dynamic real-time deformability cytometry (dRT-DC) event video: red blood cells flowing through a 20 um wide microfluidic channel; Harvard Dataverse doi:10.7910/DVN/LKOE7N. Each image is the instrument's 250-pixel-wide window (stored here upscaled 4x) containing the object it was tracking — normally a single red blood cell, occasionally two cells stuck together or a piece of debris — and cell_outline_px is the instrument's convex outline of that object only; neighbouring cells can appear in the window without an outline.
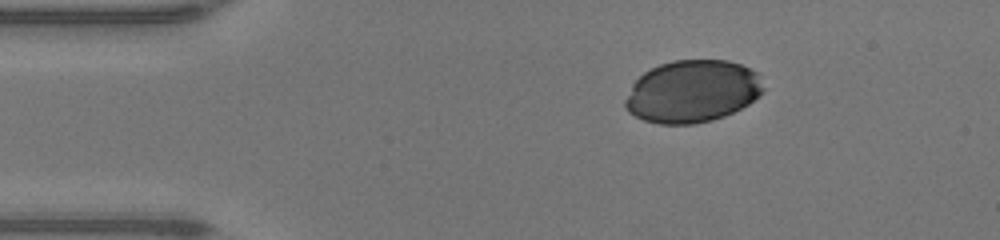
{"species": "human", "species_latin": "Homo sapiens", "temperature_condition": "warm", "stored_images_in_passage": 41, "camera_frame_rate_fps": 3000, "um_per_image_px": 0.085, "donor": {"sex": "male"}, "frame": {"image": 1, "passage_image": 1, "time_ms": 0.0, "image_size_px": [1000, 240], "cell_outline_px": [[764, 88], [760, 96], [748, 104], [724, 116], [712, 120], [692, 124], [660, 124], [644, 120], [628, 112], [624, 108], [624, 100], [632, 84], [644, 72], [660, 64], [672, 60], [728, 60], [740, 64], [756, 72]], "centroid_in_image_um": [58.83, 7.77], "position_along_channel_um": 26.2, "area_um2": 50.17}}
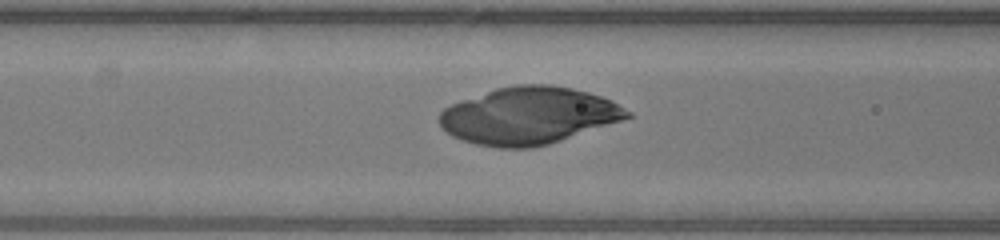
{"frame": {"image": 2, "passage_image": 12, "time_ms": 3.667, "image_size_px": [1000, 240], "cell_outline_px": [[632, 116], [548, 144], [532, 148], [496, 148], [476, 144], [452, 136], [440, 124], [440, 112], [444, 108], [460, 100], [496, 88], [516, 84], [548, 84], [572, 88], [588, 92], [600, 96], [632, 112]], "centroid_in_image_um": [44.89, 9.82], "position_along_channel_um": 121.7, "area_um2": 61.9}}